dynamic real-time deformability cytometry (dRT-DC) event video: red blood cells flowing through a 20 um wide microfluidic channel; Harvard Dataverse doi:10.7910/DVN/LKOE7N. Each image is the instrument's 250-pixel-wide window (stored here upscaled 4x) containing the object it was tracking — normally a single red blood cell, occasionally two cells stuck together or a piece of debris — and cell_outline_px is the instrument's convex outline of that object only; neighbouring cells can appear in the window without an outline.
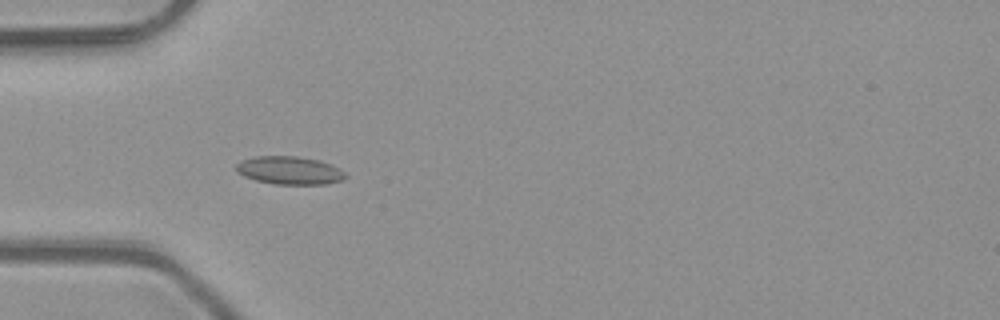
{"species": "common noctule bat (a hibernating species)", "species_latin": "Nyctalus noctula", "temperature_condition": "room temperature", "stored_images_in_passage": 36, "camera_frame_rate_fps": 3000, "um_per_image_px": 0.085, "animal": {"sex": "male", "body_mass_g": 23.1, "forearm_length_mm": 52.7}, "frame": {"image": 1, "passage_image": 1, "time_ms": 0.0, "image_size_px": [1000, 320], "cell_outline_px": [[348, 176], [344, 180], [328, 184], [276, 184], [256, 180], [244, 176], [236, 172], [236, 164], [244, 160], [256, 156], [296, 156], [320, 160], [332, 164], [340, 168]], "centroid_in_image_um": [24.67, 14.48], "position_along_channel_um": 60.3, "area_um2": 17.98}}
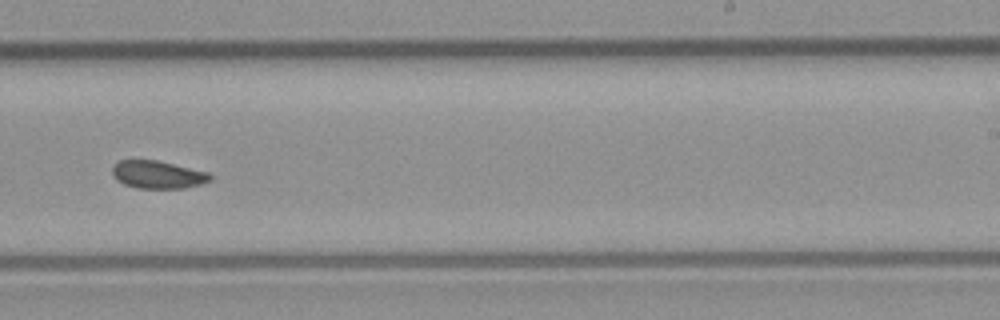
{"frame": {"image": 2, "passage_image": 17, "time_ms": 5.333, "image_size_px": [1000, 320], "cell_outline_px": [[212, 180], [200, 184], [184, 188], [136, 188], [124, 184], [116, 180], [112, 176], [112, 164], [120, 160], [156, 160], [208, 172], [212, 176]], "centroid_in_image_um": [13.37, 14.84], "position_along_channel_um": 275.6, "area_um2": 15.9}}
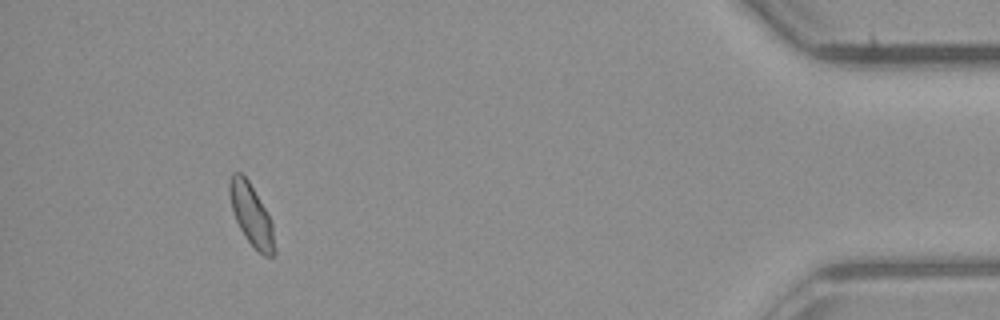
{"frame": {"image": 3, "passage_image": 32, "time_ms": 10.333, "image_size_px": [1000, 320], "cell_outline_px": [[276, 252], [272, 256], [264, 256], [244, 236], [236, 220], [232, 208], [228, 192], [228, 184], [232, 172], [240, 172], [248, 180], [264, 208], [272, 224], [276, 248]], "centroid_in_image_um": [21.35, 18.26], "position_along_channel_um": 413.8, "area_um2": 15.84}, "authors_computed_cell_mechanics": {"area_um2": 16.2418, "velocity_mm_per_s": 4.0761, "shape_relaxation_time_tau1_ms": 2.088, "shape_relaxation_time_tau2_ms": 2.7069, "deformation_change_tau1": 0.0583, "deformation_change_tau2": 0.0603}}